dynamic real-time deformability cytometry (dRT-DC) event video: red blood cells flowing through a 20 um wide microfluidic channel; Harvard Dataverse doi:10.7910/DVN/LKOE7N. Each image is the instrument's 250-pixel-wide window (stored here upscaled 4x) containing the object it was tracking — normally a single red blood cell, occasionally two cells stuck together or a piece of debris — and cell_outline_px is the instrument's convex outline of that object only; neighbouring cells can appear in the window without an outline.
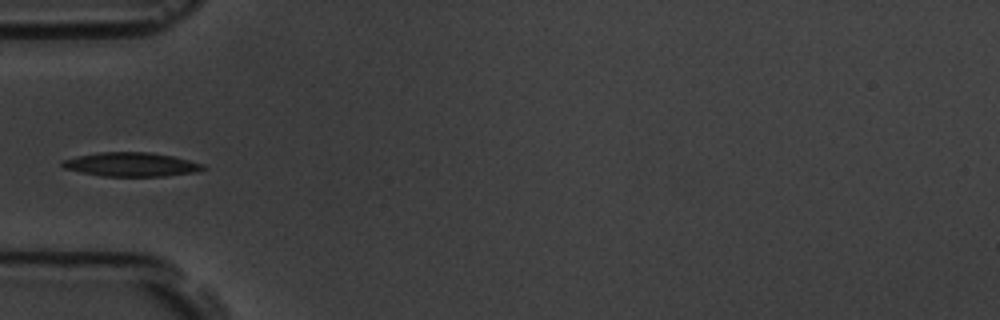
{"species": "common noctule bat (a hibernating species)", "species_latin": "Nyctalus noctula", "temperature_condition": "room temperature", "stored_images_in_passage": 6, "camera_frame_rate_fps": 3000, "um_per_image_px": 0.085, "animal": {"sex": "male", "body_mass_g": 19.5, "forearm_length_mm": 54.6}, "frame": {"image": 1, "passage_image": 6, "time_ms": 1.667, "image_size_px": [1000, 320], "cell_outline_px": [[208, 168], [196, 172], [164, 176], [104, 176], [80, 172], [64, 168], [60, 164], [60, 160], [76, 156], [100, 152], [152, 152], [172, 156], [204, 164]], "centroid_in_image_um": [11.14, 13.97], "position_along_channel_um": 73.9, "area_um2": 19.77}}